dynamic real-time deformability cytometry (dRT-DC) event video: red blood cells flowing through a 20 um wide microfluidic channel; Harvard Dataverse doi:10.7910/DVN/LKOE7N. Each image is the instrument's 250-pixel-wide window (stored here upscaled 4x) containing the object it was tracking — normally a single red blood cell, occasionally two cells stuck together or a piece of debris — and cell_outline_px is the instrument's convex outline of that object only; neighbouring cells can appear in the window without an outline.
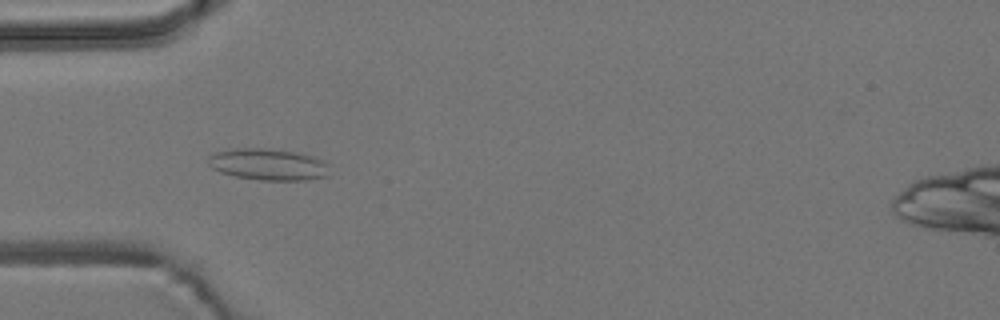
{"species": "common noctule bat (a hibernating species)", "species_latin": "Nyctalus noctula", "temperature_condition": "room temperature", "stored_images_in_passage": 5, "camera_frame_rate_fps": 3000, "um_per_image_px": 0.085, "animal": {"sex": "male", "body_mass_g": 19.2, "forearm_length_mm": 51.8}, "frame": {"image": 1, "passage_image": 5, "time_ms": 4.667, "image_size_px": [1000, 320], "cell_outline_px": [[328, 176], [308, 180], [260, 180], [236, 176], [220, 172], [212, 168], [208, 164], [208, 156], [216, 152], [232, 148], [280, 148], [312, 156], [324, 160], [328, 164]], "centroid_in_image_um": [22.81, 13.96], "position_along_channel_um": 62.2, "area_um2": 22.66}}